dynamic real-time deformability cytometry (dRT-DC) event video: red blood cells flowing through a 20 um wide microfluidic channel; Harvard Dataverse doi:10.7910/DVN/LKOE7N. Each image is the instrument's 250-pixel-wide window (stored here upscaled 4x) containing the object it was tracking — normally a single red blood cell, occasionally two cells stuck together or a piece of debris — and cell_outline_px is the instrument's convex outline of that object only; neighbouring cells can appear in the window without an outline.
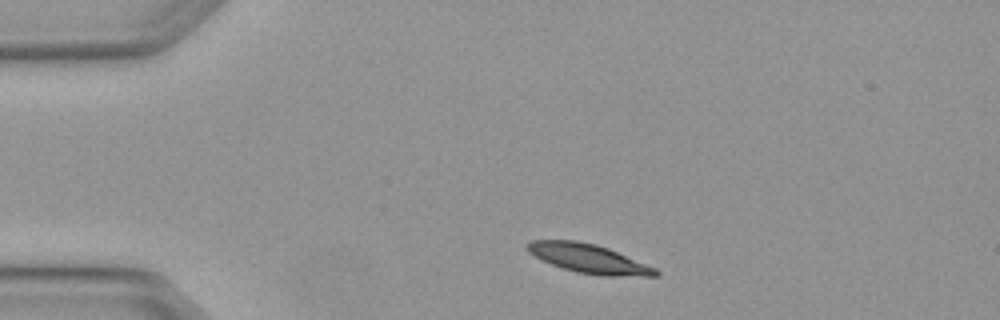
{"species": "Egyptian fruit bat (a non-hibernating species)", "species_latin": "Rousettus aegyptiacus", "temperature_condition": "warm", "stored_images_in_passage": 2, "camera_frame_rate_fps": 3000, "um_per_image_px": 0.085, "animal": {"sex": "female"}, "frame": {"image": 1, "passage_image": 1, "time_ms": 0.0, "image_size_px": [1000, 320], "cell_outline_px": [[660, 272], [656, 276], [600, 276], [576, 272], [552, 264], [528, 252], [524, 248], [524, 244], [532, 240], [576, 240], [596, 244], [608, 248], [656, 268]], "centroid_in_image_um": [50.02, 21.97], "position_along_channel_um": 35.0, "area_um2": 21.68}}